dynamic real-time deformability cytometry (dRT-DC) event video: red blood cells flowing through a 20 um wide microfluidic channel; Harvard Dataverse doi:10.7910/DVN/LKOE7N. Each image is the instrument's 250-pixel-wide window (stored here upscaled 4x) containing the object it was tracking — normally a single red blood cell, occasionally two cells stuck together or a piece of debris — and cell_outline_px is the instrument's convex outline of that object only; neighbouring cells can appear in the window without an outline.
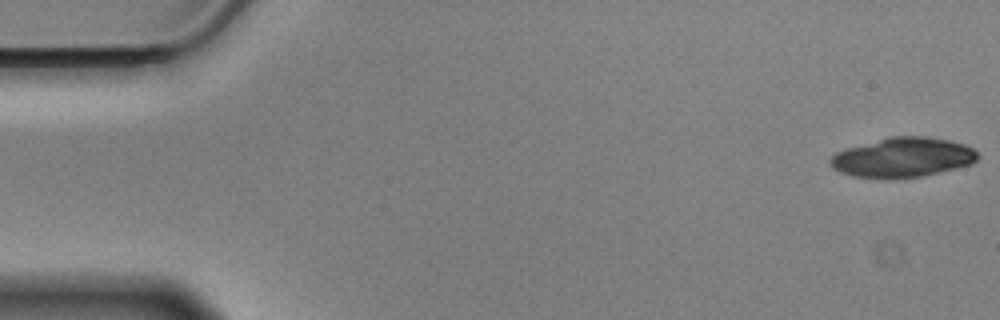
{"species": "Egyptian fruit bat (a non-hibernating species)", "species_latin": "Rousettus aegyptiacus", "temperature_condition": "cold", "stored_images_in_passage": 28, "camera_frame_rate_fps": 3000, "um_per_image_px": 0.085, "animal": {"sex": "male"}, "frame": {"image": 1, "passage_image": 1, "time_ms": 0.0, "image_size_px": [1000, 320], "cell_outline_px": [[980, 156], [972, 164], [924, 176], [884, 180], [852, 176], [840, 172], [832, 168], [828, 160], [836, 152], [844, 148], [892, 136], [924, 136], [948, 140], [964, 144], [972, 148]], "centroid_in_image_um": [76.69, 13.4], "position_along_channel_um": 8.3, "area_um2": 34.51}}